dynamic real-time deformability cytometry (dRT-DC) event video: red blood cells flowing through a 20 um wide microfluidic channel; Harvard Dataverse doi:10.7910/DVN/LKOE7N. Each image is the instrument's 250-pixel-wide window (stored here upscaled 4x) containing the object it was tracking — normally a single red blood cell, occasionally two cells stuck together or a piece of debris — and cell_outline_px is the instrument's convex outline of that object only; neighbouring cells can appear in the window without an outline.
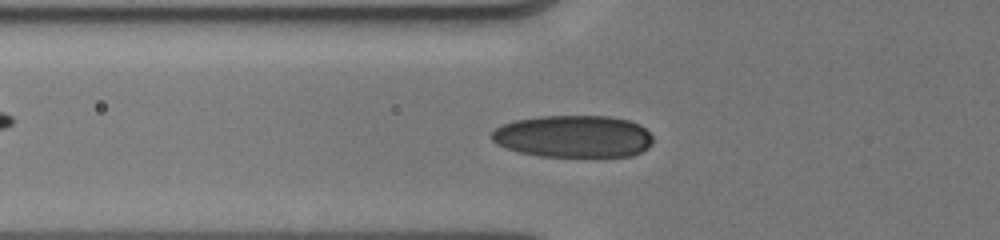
{"species": "human", "species_latin": "Homo sapiens", "temperature_condition": "cold", "stored_images_in_passage": 12, "camera_frame_rate_fps": 3000, "um_per_image_px": 0.085, "donor": {"sex": "male"}, "frame": {"image": 1, "passage_image": 9, "time_ms": 5.667, "image_size_px": [1000, 240], "cell_outline_px": [[652, 144], [648, 148], [632, 156], [540, 156], [520, 152], [496, 144], [488, 136], [500, 124], [516, 120], [540, 116], [608, 116], [628, 120], [640, 124], [652, 136]], "centroid_in_image_um": [48.72, 11.59], "position_along_channel_um": 77.1, "area_um2": 39.77}}
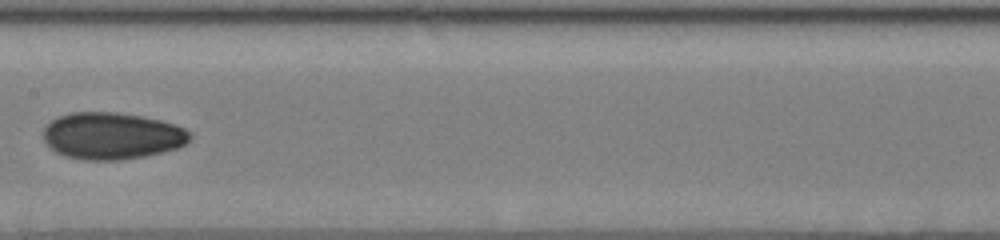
{"frame": {"image": 2, "passage_image": 12, "time_ms": 8.667, "image_size_px": [1000, 240], "cell_outline_px": [[192, 136], [184, 144], [176, 148], [144, 156], [120, 160], [84, 160], [64, 156], [56, 152], [44, 140], [44, 128], [52, 120], [60, 116], [72, 112], [116, 112], [144, 116], [176, 124], [192, 132]], "centroid_in_image_um": [9.53, 11.54], "position_along_channel_um": 197.9, "area_um2": 40.0}}